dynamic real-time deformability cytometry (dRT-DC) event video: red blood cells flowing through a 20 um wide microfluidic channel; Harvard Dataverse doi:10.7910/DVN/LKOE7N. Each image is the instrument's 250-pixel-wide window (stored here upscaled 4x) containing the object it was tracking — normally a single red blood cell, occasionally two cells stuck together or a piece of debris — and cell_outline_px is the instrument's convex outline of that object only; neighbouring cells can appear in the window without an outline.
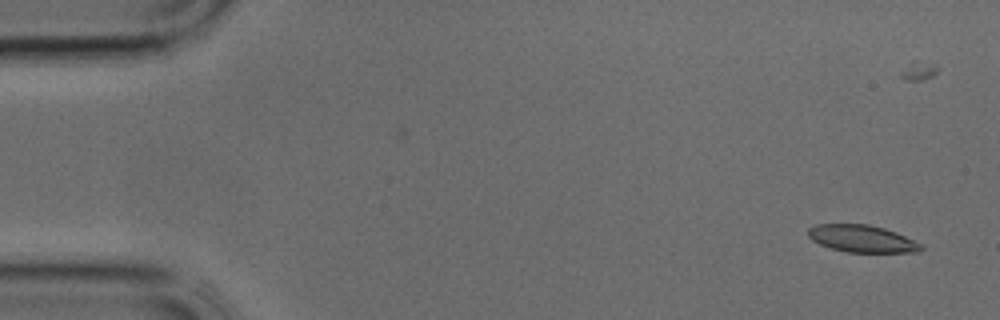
{"species": "common noctule bat (a hibernating species)", "species_latin": "Nyctalus noctula", "temperature_condition": "cold", "stored_images_in_passage": 38, "camera_frame_rate_fps": 3000, "um_per_image_px": 0.085, "animal": {"sex": "male", "body_mass_g": 17.9, "forearm_length_mm": 54.2}, "frame": {"image": 1, "passage_image": 1, "time_ms": 0.0, "image_size_px": [1000, 320], "cell_outline_px": [[924, 248], [920, 252], [848, 252], [832, 248], [820, 244], [812, 240], [808, 236], [808, 228], [816, 224], [868, 224], [884, 228], [896, 232], [924, 244]], "centroid_in_image_um": [73.31, 20.28], "position_along_channel_um": 11.7, "area_um2": 17.98}}
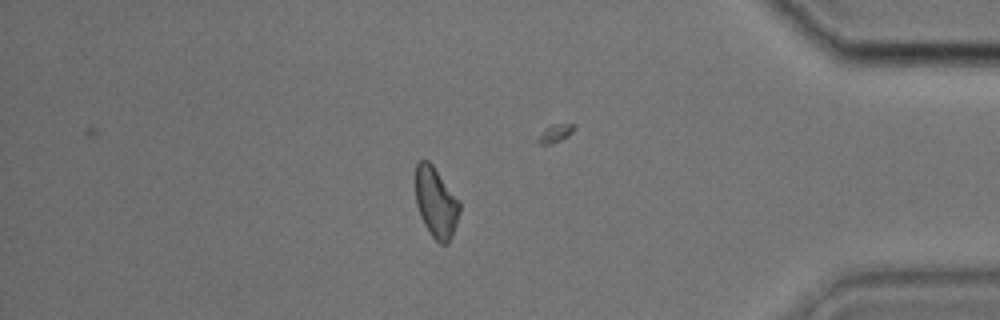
{"frame": {"image": 2, "passage_image": 32, "time_ms": 10.333, "image_size_px": [1000, 320], "cell_outline_px": [[460, 212], [452, 236], [448, 244], [440, 244], [432, 236], [424, 224], [420, 216], [416, 204], [416, 164], [420, 160], [428, 160], [432, 164], [460, 200]], "centroid_in_image_um": [37.07, 17.21], "position_along_channel_um": 398.1, "area_um2": 18.15}}